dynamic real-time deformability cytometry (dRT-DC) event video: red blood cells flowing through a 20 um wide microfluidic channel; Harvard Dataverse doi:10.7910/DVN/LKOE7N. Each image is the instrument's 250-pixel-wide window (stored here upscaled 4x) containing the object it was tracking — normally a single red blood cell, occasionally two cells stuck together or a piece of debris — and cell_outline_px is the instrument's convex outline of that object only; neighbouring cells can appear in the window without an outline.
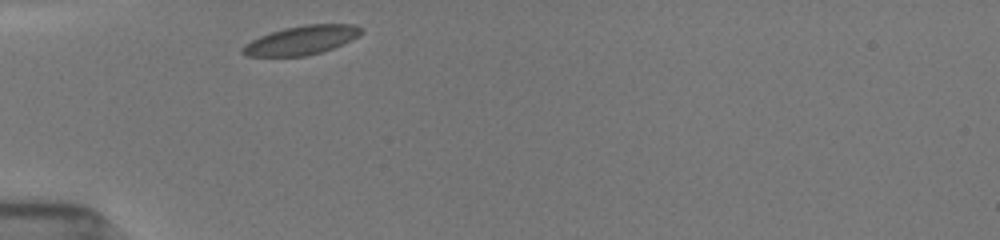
{"species": "common noctule bat (a hibernating species)", "species_latin": "Nyctalus noctula", "temperature_condition": "room temperature", "stored_images_in_passage": 29, "camera_frame_rate_fps": 3000, "um_per_image_px": 0.085, "animal": {"sex": "female", "body_mass_g": 19.5, "forearm_length_mm": 54.1}, "frame": {"image": 1, "passage_image": 1, "time_ms": 0.0, "image_size_px": [1000, 240], "cell_outline_px": [[364, 32], [352, 40], [332, 48], [320, 52], [304, 56], [248, 56], [240, 52], [240, 48], [244, 44], [260, 36], [284, 28], [304, 24], [356, 24], [364, 28]], "centroid_in_image_um": [25.65, 3.4], "position_along_channel_um": 59.4, "area_um2": 20.06}}
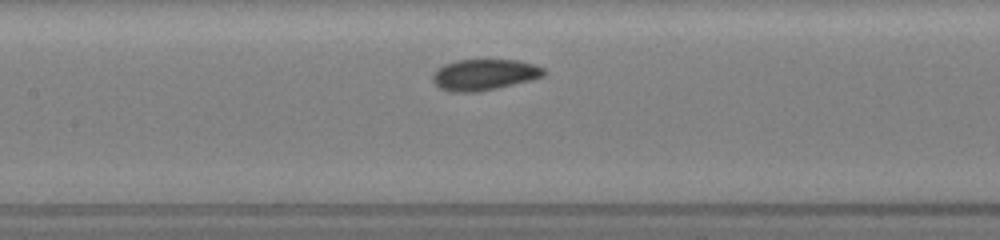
{"frame": {"image": 2, "passage_image": 10, "time_ms": 3.0, "image_size_px": [1000, 240], "cell_outline_px": [[544, 76], [496, 88], [476, 92], [452, 92], [440, 88], [432, 80], [432, 76], [444, 64], [456, 60], [516, 60], [532, 64], [544, 68]], "centroid_in_image_um": [41.14, 6.35], "position_along_channel_um": 166.3, "area_um2": 19.71}}
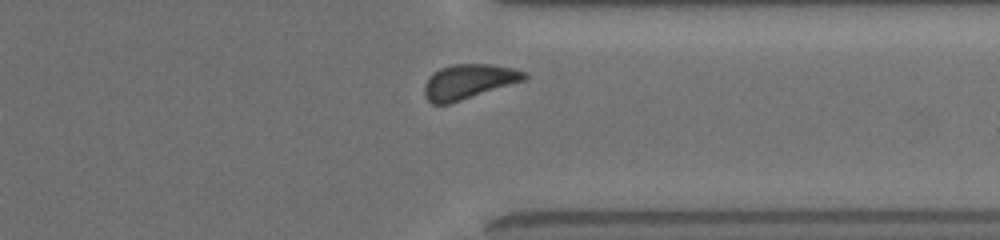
{"frame": {"image": 3, "passage_image": 26, "time_ms": 8.333, "image_size_px": [1000, 240], "cell_outline_px": [[528, 76], [524, 80], [448, 104], [432, 104], [424, 96], [424, 84], [432, 72], [440, 68], [452, 64], [492, 64], [512, 68], [528, 72]], "centroid_in_image_um": [39.8, 6.92], "position_along_channel_um": 371.6, "area_um2": 20.17}, "authors_computed_cell_mechanics": {"area_um2": 19.8832, "velocity_mm_per_s": 3.8529, "shape_relaxation_time_tau1_ms": 1.3002, "shape_relaxation_time_tau2_ms": null, "deformation_change_tau1": 0.0521, "deformation_change_tau2": null}}